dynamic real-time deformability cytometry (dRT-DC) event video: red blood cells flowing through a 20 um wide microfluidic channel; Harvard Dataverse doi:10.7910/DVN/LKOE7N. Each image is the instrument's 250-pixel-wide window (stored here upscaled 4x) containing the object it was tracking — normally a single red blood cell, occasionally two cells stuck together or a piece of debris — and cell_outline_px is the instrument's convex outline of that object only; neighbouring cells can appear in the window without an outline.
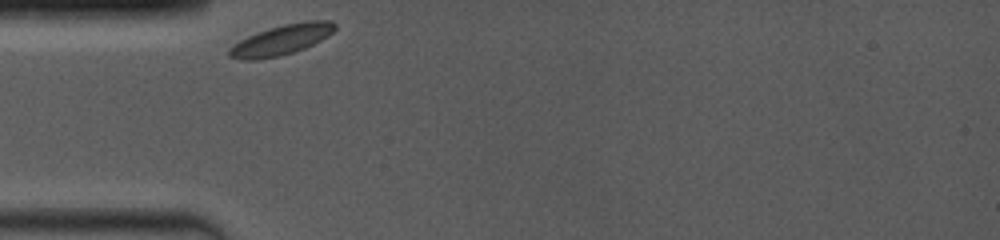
{"species": "common noctule bat (a hibernating species)", "species_latin": "Nyctalus noctula", "temperature_condition": "room temperature", "stored_images_in_passage": 19, "camera_frame_rate_fps": 4000, "um_per_image_px": 0.085, "animal": {"sex": "female", "body_mass_g": 19.0, "forearm_length_mm": 53.3}, "frame": {"image": 1, "passage_image": 1, "time_ms": 0.0, "image_size_px": [1000, 240], "cell_outline_px": [[336, 28], [328, 36], [304, 48], [280, 56], [256, 60], [240, 60], [228, 56], [228, 48], [232, 44], [256, 32], [284, 24], [304, 20], [328, 20], [336, 24]], "centroid_in_image_um": [23.88, 3.39], "position_along_channel_um": 61.1, "area_um2": 18.67}}
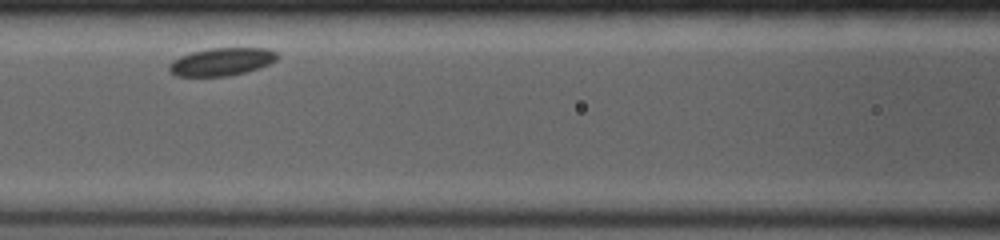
{"frame": {"image": 2, "passage_image": 12, "time_ms": 2.5, "image_size_px": [1000, 240], "cell_outline_px": [[276, 60], [260, 68], [228, 76], [176, 76], [168, 68], [168, 64], [172, 60], [180, 56], [192, 52], [208, 48], [268, 48], [276, 52]], "centroid_in_image_um": [18.81, 5.24], "position_along_channel_um": 147.8, "area_um2": 17.46}}
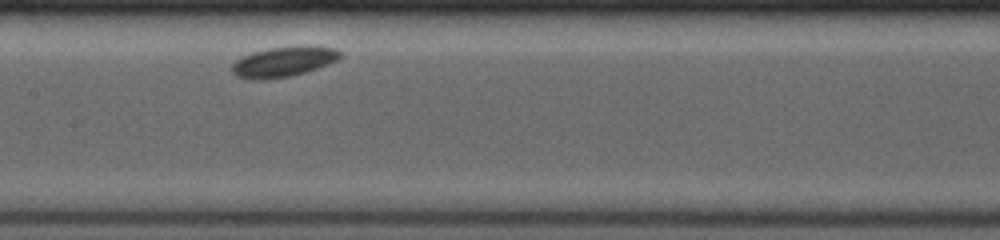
{"frame": {"image": 3, "passage_image": 18, "time_ms": 3.5, "image_size_px": [1000, 240], "cell_outline_px": [[340, 56], [336, 60], [328, 64], [304, 72], [288, 76], [236, 76], [232, 72], [232, 64], [236, 60], [252, 52], [268, 48], [304, 44], [336, 48], [340, 52]], "centroid_in_image_um": [24.18, 5.15], "position_along_channel_um": 183.2, "area_um2": 18.21}}